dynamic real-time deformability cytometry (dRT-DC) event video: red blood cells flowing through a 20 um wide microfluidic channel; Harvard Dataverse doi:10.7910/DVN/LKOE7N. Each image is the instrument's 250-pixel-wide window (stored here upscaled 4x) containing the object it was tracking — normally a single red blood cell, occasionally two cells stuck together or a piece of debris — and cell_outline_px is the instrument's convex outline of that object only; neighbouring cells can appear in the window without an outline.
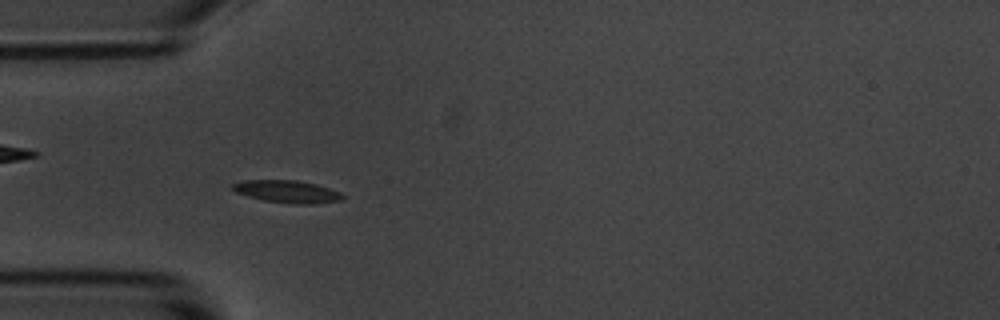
{"species": "common noctule bat (a hibernating species)", "species_latin": "Nyctalus noctula", "temperature_condition": "room temperature", "stored_images_in_passage": 55, "camera_frame_rate_fps": 3000, "um_per_image_px": 0.085, "animal": {"sex": "male", "body_mass_g": 20.1, "forearm_length_mm": 53.5}, "frame": {"image": 1, "passage_image": 17, "time_ms": 5.333, "image_size_px": [1000, 320], "cell_outline_px": [[344, 196], [340, 200], [316, 204], [292, 204], [264, 200], [248, 196], [236, 192], [232, 188], [232, 184], [244, 180], [296, 180], [316, 184], [340, 192]], "centroid_in_image_um": [24.41, 16.28], "position_along_channel_um": 60.6, "area_um2": 14.28}}
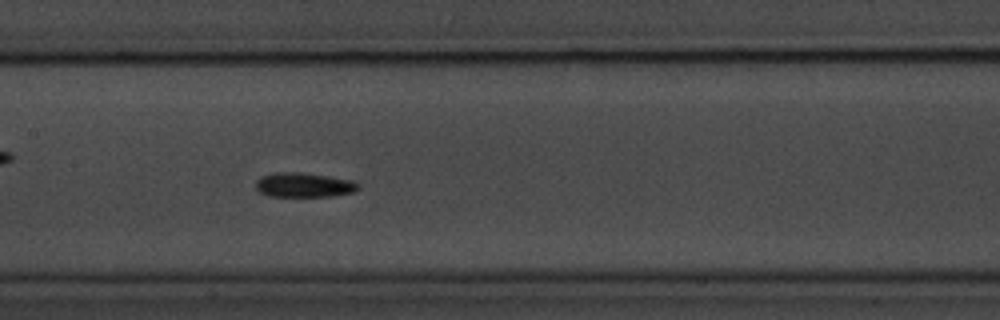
{"frame": {"image": 2, "passage_image": 27, "time_ms": 8.667, "image_size_px": [1000, 320], "cell_outline_px": [[360, 188], [356, 192], [332, 196], [268, 196], [260, 192], [256, 188], [256, 180], [260, 176], [276, 172], [300, 172], [356, 180], [360, 184]], "centroid_in_image_um": [25.88, 15.71], "position_along_channel_um": 181.5, "area_um2": 14.91}}
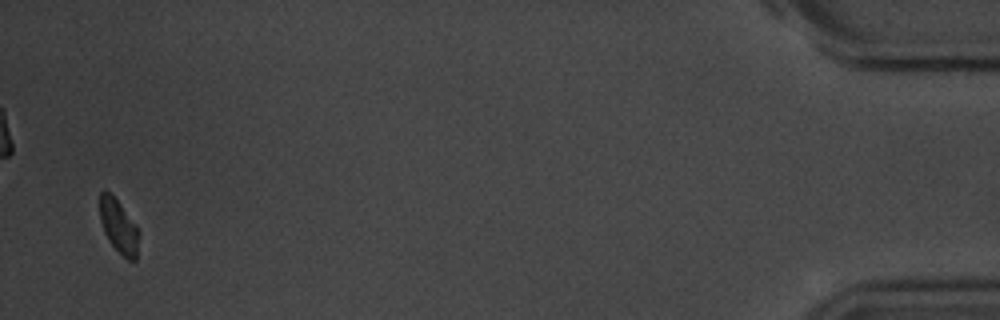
{"frame": {"image": 3, "passage_image": 54, "time_ms": 17.667, "image_size_px": [1000, 320], "cell_outline_px": [[140, 232], [136, 260], [128, 260], [112, 244], [104, 232], [100, 220], [100, 192], [104, 188], [120, 204], [136, 224]], "centroid_in_image_um": [10.1, 19.23], "position_along_channel_um": 425.1, "area_um2": 12.08}, "authors_computed_cell_mechanics": {"area_um2": 13.5252, "velocity_mm_per_s": 3.6689, "shape_relaxation_time_tau1_ms": 1.7972, "shape_relaxation_time_tau2_ms": null, "deformation_change_tau1": 0.0949, "deformation_change_tau2": null}}